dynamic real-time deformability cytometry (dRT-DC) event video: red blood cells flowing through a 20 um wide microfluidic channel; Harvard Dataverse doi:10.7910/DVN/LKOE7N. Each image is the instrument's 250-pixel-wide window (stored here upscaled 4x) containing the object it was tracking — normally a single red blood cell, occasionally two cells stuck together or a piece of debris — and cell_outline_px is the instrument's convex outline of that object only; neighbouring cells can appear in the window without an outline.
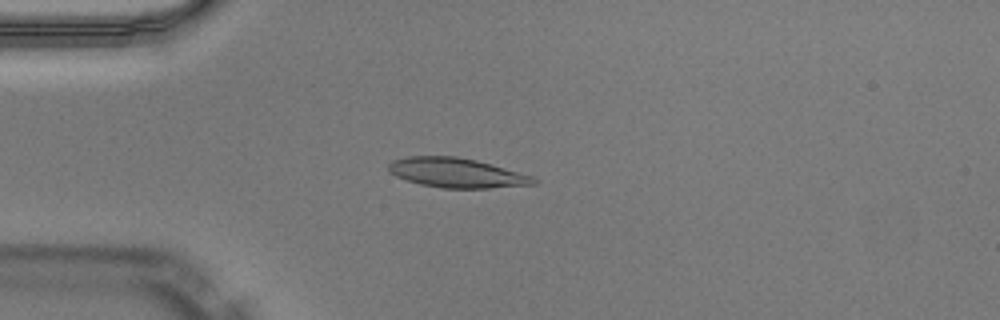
{"species": "Egyptian fruit bat (a non-hibernating species)", "species_latin": "Rousettus aegyptiacus", "temperature_condition": "warm", "stored_images_in_passage": 41, "camera_frame_rate_fps": 3000, "um_per_image_px": 0.085, "animal": {"sex": "male"}, "frame": {"image": 1, "passage_image": 4, "time_ms": 1.0, "image_size_px": [1000, 320], "cell_outline_px": [[540, 180], [536, 184], [488, 188], [440, 188], [420, 184], [396, 176], [388, 172], [388, 164], [392, 160], [408, 156], [456, 156], [476, 160], [492, 164], [532, 176]], "centroid_in_image_um": [38.81, 14.69], "position_along_channel_um": 46.2, "area_um2": 25.09}}
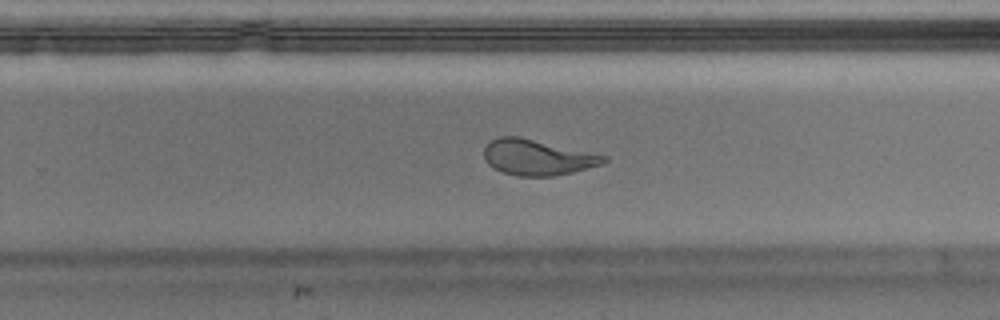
{"frame": {"image": 2, "passage_image": 23, "time_ms": 7.333, "image_size_px": [1000, 320], "cell_outline_px": [[608, 160], [604, 164], [556, 176], [516, 176], [504, 172], [488, 164], [484, 160], [484, 148], [492, 140], [500, 136], [520, 136], [608, 156]], "centroid_in_image_um": [45.7, 13.37], "position_along_channel_um": 284.1, "area_um2": 24.91}}
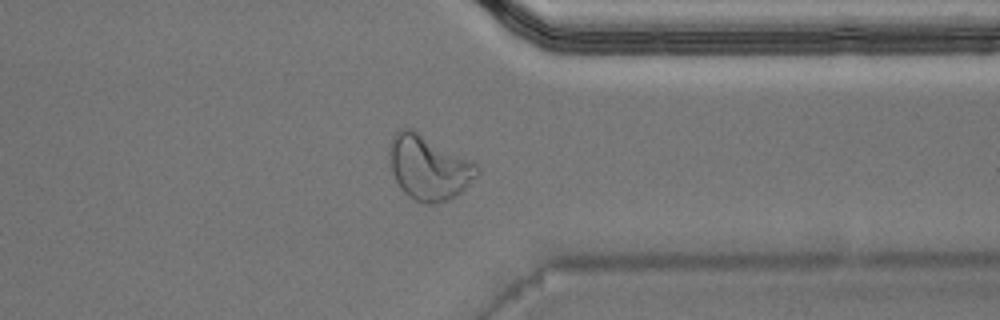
{"frame": {"image": 3, "passage_image": 30, "time_ms": 9.667, "image_size_px": [1000, 320], "cell_outline_px": [[480, 172], [456, 196], [448, 200], [432, 204], [424, 204], [408, 196], [400, 188], [392, 172], [388, 152], [388, 148], [392, 136], [400, 128], [412, 128], [480, 164]], "centroid_in_image_um": [36.44, 14.22], "position_along_channel_um": 375.0, "area_um2": 33.23}, "authors_computed_cell_mechanics": {"area_um2": 24.9118, "velocity_mm_per_s": 4.0208, "shape_relaxation_time_tau1_ms": 7.264, "shape_relaxation_time_tau2_ms": 0.7777, "deformation_change_tau1": 0.2604, "deformation_change_tau2": 0.0678}}